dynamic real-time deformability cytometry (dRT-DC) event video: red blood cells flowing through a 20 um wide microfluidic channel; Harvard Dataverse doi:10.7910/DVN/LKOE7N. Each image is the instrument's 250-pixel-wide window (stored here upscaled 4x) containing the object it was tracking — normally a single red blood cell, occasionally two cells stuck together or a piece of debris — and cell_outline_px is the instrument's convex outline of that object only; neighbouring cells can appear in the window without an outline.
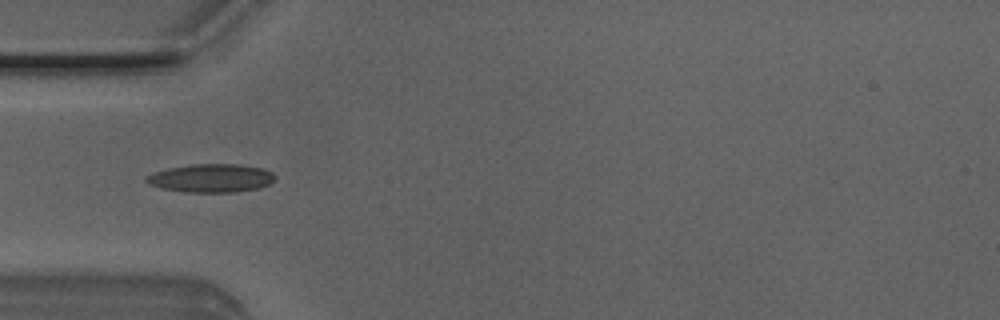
{"species": "Egyptian fruit bat (a non-hibernating species)", "species_latin": "Rousettus aegyptiacus", "temperature_condition": "room temperature", "stored_images_in_passage": 39, "camera_frame_rate_fps": 3000, "um_per_image_px": 0.085, "animal": {"sex": "male"}, "frame": {"image": 1, "passage_image": 4, "time_ms": 1.0, "image_size_px": [1000, 320], "cell_outline_px": [[276, 180], [260, 188], [232, 192], [184, 192], [160, 188], [148, 184], [144, 180], [144, 176], [168, 168], [192, 164], [240, 164], [264, 168], [272, 172], [276, 176]], "centroid_in_image_um": [17.95, 15.14], "position_along_channel_um": 67.0, "area_um2": 21.5}}
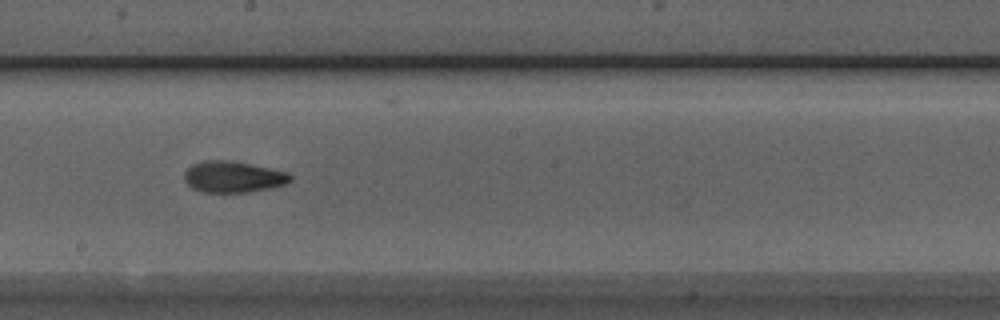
{"frame": {"image": 2, "passage_image": 16, "time_ms": 5.0, "image_size_px": [1000, 320], "cell_outline_px": [[292, 180], [284, 184], [272, 188], [248, 192], [204, 192], [192, 188], [184, 180], [184, 172], [192, 164], [204, 160], [228, 160], [288, 172], [292, 176]], "centroid_in_image_um": [19.8, 15.03], "position_along_channel_um": 228.4, "area_um2": 19.25}}
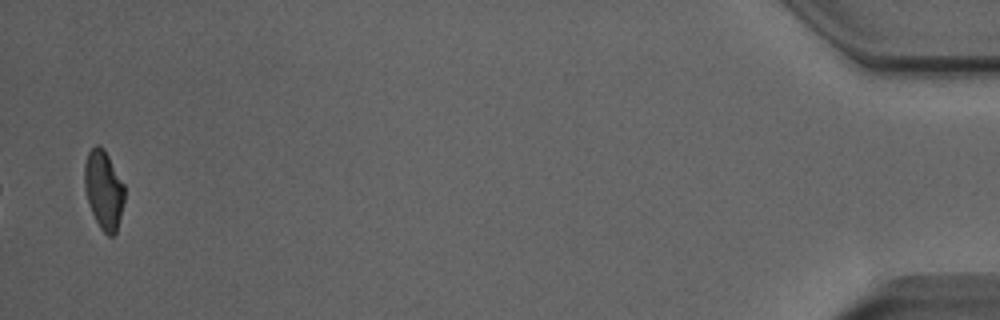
{"frame": {"image": 3, "passage_image": 38, "time_ms": 12.333, "image_size_px": [1000, 320], "cell_outline_px": [[124, 200], [116, 232], [112, 236], [108, 236], [100, 228], [92, 212], [84, 188], [84, 164], [88, 152], [96, 144], [100, 144], [104, 148], [124, 184]], "centroid_in_image_um": [8.8, 16.1], "position_along_channel_um": 426.4, "area_um2": 18.26}, "authors_computed_cell_mechanics": {"area_um2": 19.0162, "velocity_mm_per_s": 4.0217, "shape_relaxation_time_tau1_ms": 5.385, "shape_relaxation_time_tau2_ms": 2.7908, "deformation_change_tau1": 0.1881, "deformation_change_tau2": 0.099}}